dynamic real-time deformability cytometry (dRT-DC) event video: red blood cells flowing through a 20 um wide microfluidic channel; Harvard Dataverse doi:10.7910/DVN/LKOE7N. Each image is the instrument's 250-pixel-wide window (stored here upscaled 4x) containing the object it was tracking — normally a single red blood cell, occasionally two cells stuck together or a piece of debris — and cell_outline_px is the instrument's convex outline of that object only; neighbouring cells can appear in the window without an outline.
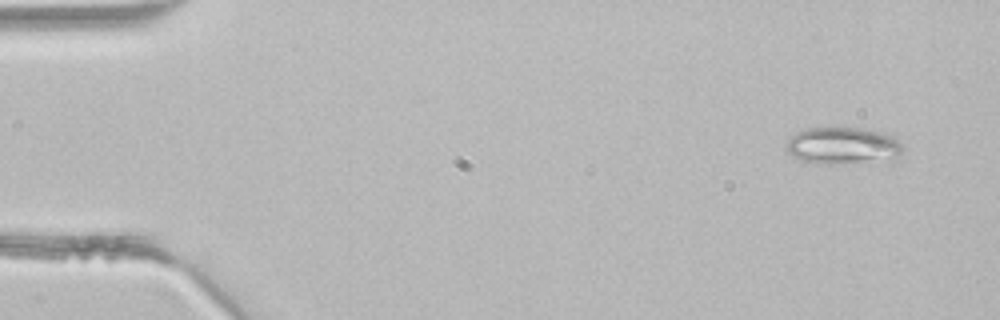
{"species": "common noctule bat (a hibernating species)", "species_latin": "Nyctalus noctula", "temperature_condition": "room temperature", "stored_images_in_passage": 4, "camera_frame_rate_fps": 3000, "um_per_image_px": 0.085, "animal": {"sex": "male", "body_mass_g": 21.5, "forearm_length_mm": 52.0}, "frame": {"image": 1, "passage_image": 1, "time_ms": 0.0, "image_size_px": [1000, 320], "cell_outline_px": [[904, 152], [896, 160], [832, 164], [820, 164], [804, 160], [792, 156], [784, 148], [788, 140], [796, 132], [808, 128], [872, 128], [884, 132], [892, 136], [904, 148]], "centroid_in_image_um": [71.7, 12.39], "position_along_channel_um": 13.3, "area_um2": 25.55}}